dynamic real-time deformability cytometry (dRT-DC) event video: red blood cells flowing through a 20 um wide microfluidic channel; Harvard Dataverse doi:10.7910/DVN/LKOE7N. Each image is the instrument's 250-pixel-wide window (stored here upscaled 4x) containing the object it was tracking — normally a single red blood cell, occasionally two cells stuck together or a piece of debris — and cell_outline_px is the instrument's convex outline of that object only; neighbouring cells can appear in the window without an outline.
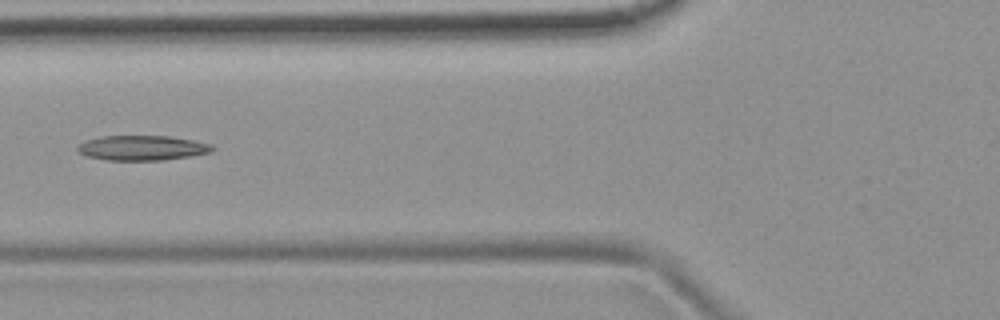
{"species": "common noctule bat (a hibernating species)", "species_latin": "Nyctalus noctula", "temperature_condition": "room temperature", "stored_images_in_passage": 2, "camera_frame_rate_fps": 3000, "um_per_image_px": 0.085, "animal": {"sex": "female", "body_mass_g": 19.9}, "frame": {"image": 1, "passage_image": 2, "time_ms": 0.333, "image_size_px": [1000, 320], "cell_outline_px": [[216, 148], [212, 152], [164, 160], [104, 160], [88, 156], [76, 152], [76, 148], [84, 140], [100, 136], [168, 136], [192, 140], [212, 144]], "centroid_in_image_um": [12.06, 12.57], "position_along_channel_um": 113.7, "area_um2": 19.65}}